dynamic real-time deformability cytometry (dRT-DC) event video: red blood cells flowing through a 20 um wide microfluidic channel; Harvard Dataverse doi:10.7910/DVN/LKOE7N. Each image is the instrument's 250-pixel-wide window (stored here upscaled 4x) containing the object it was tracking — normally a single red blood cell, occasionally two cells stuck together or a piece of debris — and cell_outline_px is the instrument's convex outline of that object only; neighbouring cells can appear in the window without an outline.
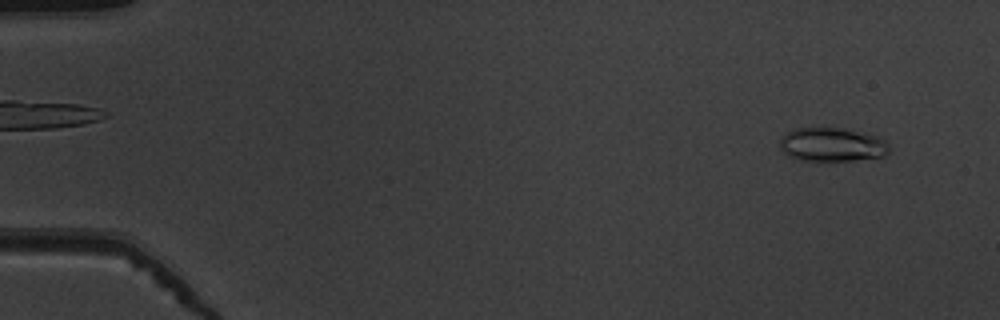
{"species": "common noctule bat (a hibernating species)", "species_latin": "Nyctalus noctula", "temperature_condition": "warm", "stored_images_in_passage": 52, "camera_frame_rate_fps": 3000, "um_per_image_px": 0.085, "animal": {"sex": "male", "body_mass_g": 19.5, "forearm_length_mm": 54.6}, "frame": {"image": 1, "passage_image": 4, "time_ms": 1.0, "image_size_px": [1000, 320], "cell_outline_px": [[888, 152], [884, 156], [820, 164], [800, 160], [788, 156], [780, 148], [780, 140], [788, 132], [796, 128], [840, 128], [876, 136], [884, 140], [888, 144]], "centroid_in_image_um": [70.68, 12.34], "position_along_channel_um": 14.3, "area_um2": 21.85}}
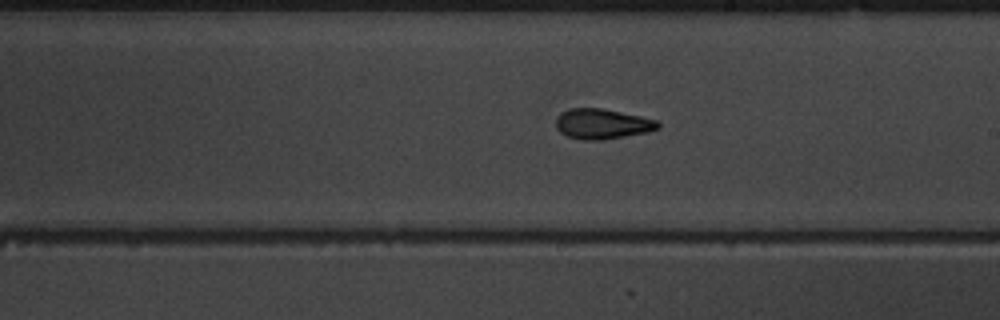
{"frame": {"image": 2, "passage_image": 31, "time_ms": 10.0, "image_size_px": [1000, 320], "cell_outline_px": [[660, 128], [648, 132], [604, 140], [584, 140], [568, 136], [560, 132], [556, 128], [556, 116], [560, 112], [568, 108], [600, 108], [640, 116], [656, 120], [660, 124]], "centroid_in_image_um": [51.16, 10.53], "position_along_channel_um": 237.8, "area_um2": 18.03}}
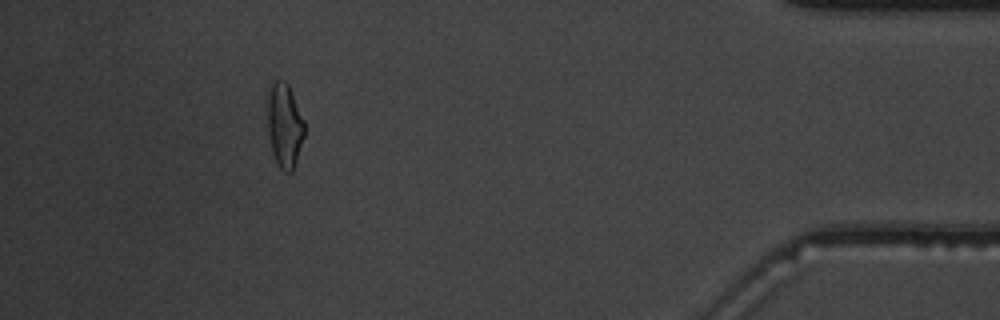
{"frame": {"image": 3, "passage_image": 48, "time_ms": 15.667, "image_size_px": [1000, 320], "cell_outline_px": [[304, 136], [292, 172], [288, 172], [280, 168], [272, 152], [268, 128], [268, 92], [272, 84], [276, 80], [284, 80], [288, 84], [304, 120]], "centroid_in_image_um": [24.19, 10.64], "position_along_channel_um": 411.0, "area_um2": 17.74}, "authors_computed_cell_mechanics": {"area_um2": 18.1203, "velocity_mm_per_s": 3.9512, "shape_relaxation_time_tau1_ms": 5.7956, "shape_relaxation_time_tau2_ms": 1.9362, "deformation_change_tau1": 0.1998, "deformation_change_tau2": 0.0781}}